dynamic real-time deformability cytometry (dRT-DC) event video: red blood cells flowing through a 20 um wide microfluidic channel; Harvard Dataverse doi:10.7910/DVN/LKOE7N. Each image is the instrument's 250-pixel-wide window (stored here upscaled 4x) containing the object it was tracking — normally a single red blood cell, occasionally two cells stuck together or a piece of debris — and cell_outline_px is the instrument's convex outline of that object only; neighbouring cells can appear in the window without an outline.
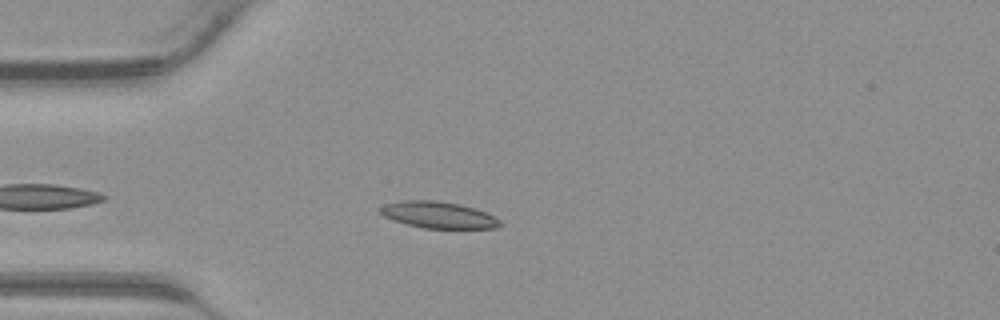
{"species": "common noctule bat (a hibernating species)", "species_latin": "Nyctalus noctula", "temperature_condition": "warm", "stored_images_in_passage": 29, "camera_frame_rate_fps": 3000, "um_per_image_px": 0.085, "animal": {"sex": "male", "body_mass_g": 23.1, "forearm_length_mm": 52.7}, "frame": {"image": 1, "passage_image": 5, "time_ms": 1.333, "image_size_px": [1000, 320], "cell_outline_px": [[500, 228], [424, 228], [408, 224], [384, 216], [380, 212], [380, 208], [384, 204], [404, 200], [436, 200], [460, 204], [484, 212], [500, 220]], "centroid_in_image_um": [37.26, 18.26], "position_along_channel_um": 47.7, "area_um2": 18.21}}
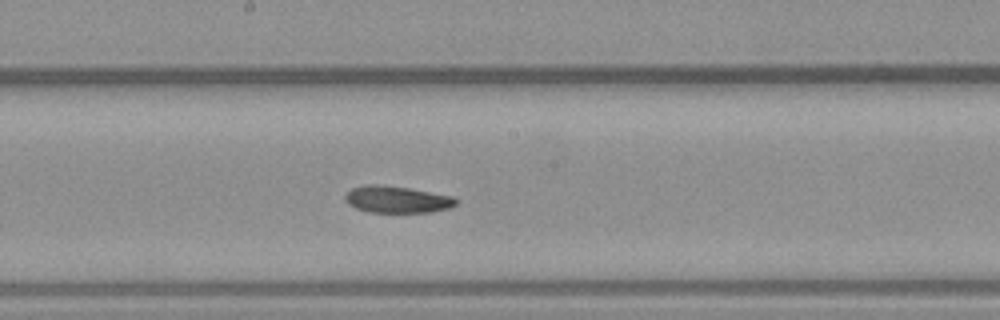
{"frame": {"image": 2, "passage_image": 16, "time_ms": 5.0, "image_size_px": [1000, 320], "cell_outline_px": [[460, 200], [452, 208], [432, 212], [368, 212], [356, 208], [348, 204], [344, 200], [344, 196], [352, 188], [368, 184], [376, 184], [408, 188], [452, 196]], "centroid_in_image_um": [33.76, 16.96], "position_along_channel_um": 214.4, "area_um2": 17.4}}
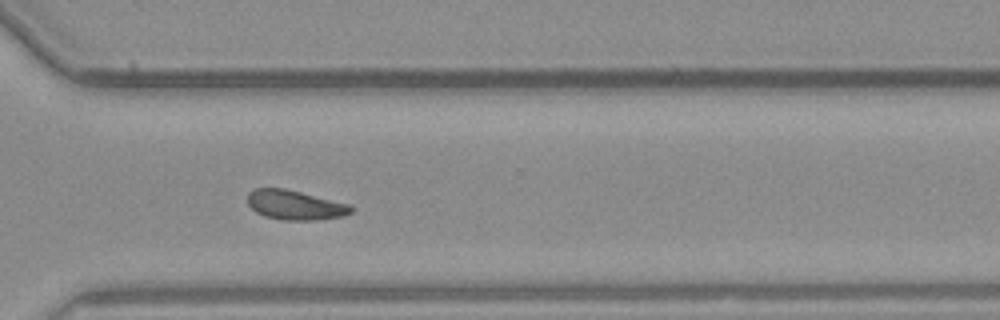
{"frame": {"image": 3, "passage_image": 24, "time_ms": 7.667, "image_size_px": [1000, 320], "cell_outline_px": [[356, 208], [352, 212], [344, 216], [316, 220], [284, 220], [264, 216], [256, 212], [248, 204], [248, 192], [256, 188], [284, 188], [352, 204]], "centroid_in_image_um": [25.13, 17.43], "position_along_channel_um": 345.5, "area_um2": 18.03}}